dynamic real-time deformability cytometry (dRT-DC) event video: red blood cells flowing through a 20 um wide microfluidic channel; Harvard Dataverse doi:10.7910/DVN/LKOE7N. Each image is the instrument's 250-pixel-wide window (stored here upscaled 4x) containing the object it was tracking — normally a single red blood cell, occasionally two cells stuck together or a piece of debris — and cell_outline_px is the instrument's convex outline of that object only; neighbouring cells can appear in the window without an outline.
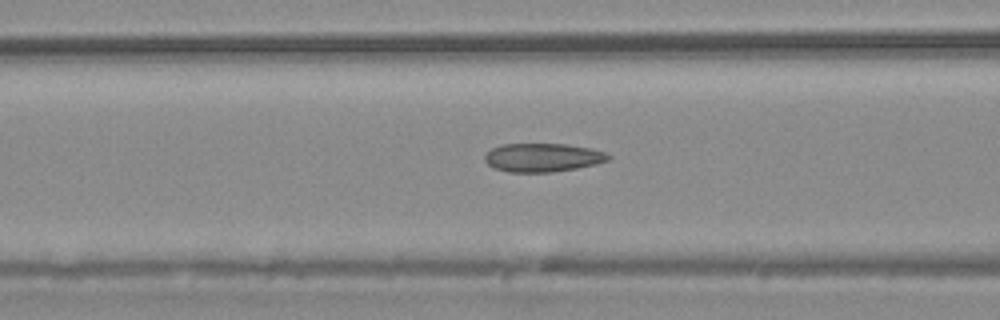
{"species": "common noctule bat (a hibernating species)", "species_latin": "Nyctalus noctula", "temperature_condition": "warm", "stored_images_in_passage": 55, "camera_frame_rate_fps": 3000, "um_per_image_px": 0.085, "animal": {"sex": "male", "body_mass_g": 20.4}, "frame": {"image": 1, "passage_image": 22, "time_ms": 7.0, "image_size_px": [1000, 320], "cell_outline_px": [[612, 156], [608, 160], [596, 164], [576, 168], [552, 172], [508, 172], [496, 168], [488, 164], [484, 160], [484, 156], [492, 148], [500, 144], [564, 144], [592, 148], [604, 152]], "centroid_in_image_um": [46.13, 13.38], "position_along_channel_um": 120.5, "area_um2": 20.52}}
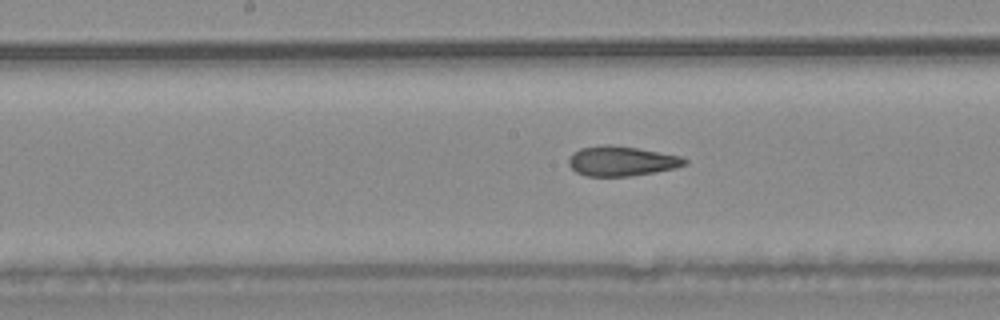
{"frame": {"image": 2, "passage_image": 28, "time_ms": 9.0, "image_size_px": [1000, 320], "cell_outline_px": [[688, 164], [676, 168], [632, 176], [588, 176], [576, 172], [568, 164], [568, 160], [572, 152], [580, 148], [636, 148], [680, 156], [688, 160]], "centroid_in_image_um": [52.87, 13.75], "position_along_channel_um": 195.3, "area_um2": 19.31}}
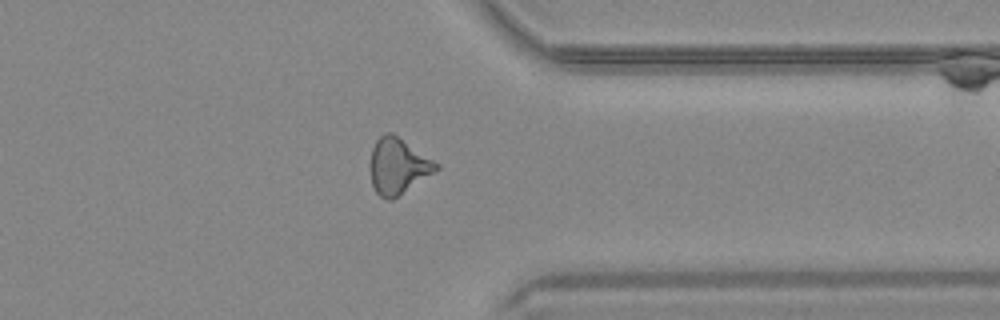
{"frame": {"image": 3, "passage_image": 43, "time_ms": 14.0, "image_size_px": [1000, 320], "cell_outline_px": [[440, 168], [392, 200], [388, 200], [380, 196], [376, 192], [372, 184], [368, 164], [372, 148], [376, 140], [384, 132], [392, 132], [440, 164]], "centroid_in_image_um": [33.79, 14.1], "position_along_channel_um": 377.6, "area_um2": 21.62}, "authors_computed_cell_mechanics": {"area_um2": 20.9236, "velocity_mm_per_s": 3.7446, "shape_relaxation_time_tau1_ms": null, "shape_relaxation_time_tau2_ms": 2.6235, "deformation_change_tau1": null, "deformation_change_tau2": 0.0989}}